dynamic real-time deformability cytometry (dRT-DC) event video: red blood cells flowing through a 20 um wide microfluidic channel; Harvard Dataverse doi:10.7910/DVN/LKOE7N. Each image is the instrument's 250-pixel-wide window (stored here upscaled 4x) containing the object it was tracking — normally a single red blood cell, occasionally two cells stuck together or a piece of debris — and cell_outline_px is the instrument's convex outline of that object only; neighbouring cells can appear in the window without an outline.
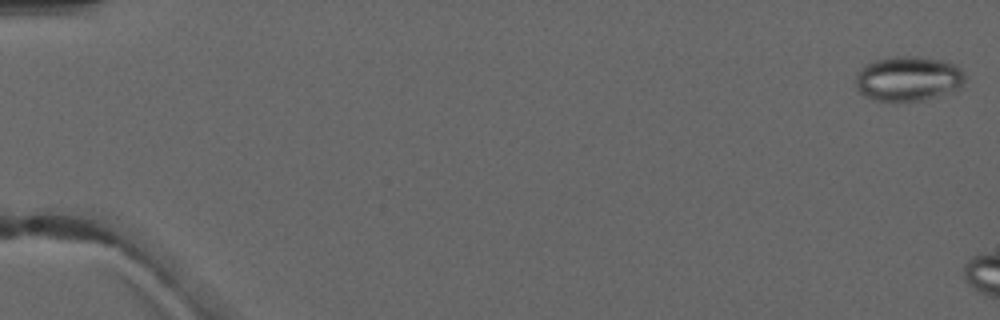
{"species": "common noctule bat (a hibernating species)", "species_latin": "Nyctalus noctula", "temperature_condition": "warm", "stored_images_in_passage": 7, "camera_frame_rate_fps": 3000, "um_per_image_px": 0.085, "animal": {"sex": "male", "forearm_length_mm": 52.5}, "frame": {"image": 1, "passage_image": 1, "time_ms": 0.0, "image_size_px": [1000, 320], "cell_outline_px": [[968, 76], [956, 92], [924, 100], [876, 100], [860, 92], [856, 88], [856, 76], [860, 68], [864, 64], [876, 60], [892, 56], [916, 56], [944, 60], [956, 64]], "centroid_in_image_um": [77.27, 6.66], "position_along_channel_um": 7.7, "area_um2": 28.9}}